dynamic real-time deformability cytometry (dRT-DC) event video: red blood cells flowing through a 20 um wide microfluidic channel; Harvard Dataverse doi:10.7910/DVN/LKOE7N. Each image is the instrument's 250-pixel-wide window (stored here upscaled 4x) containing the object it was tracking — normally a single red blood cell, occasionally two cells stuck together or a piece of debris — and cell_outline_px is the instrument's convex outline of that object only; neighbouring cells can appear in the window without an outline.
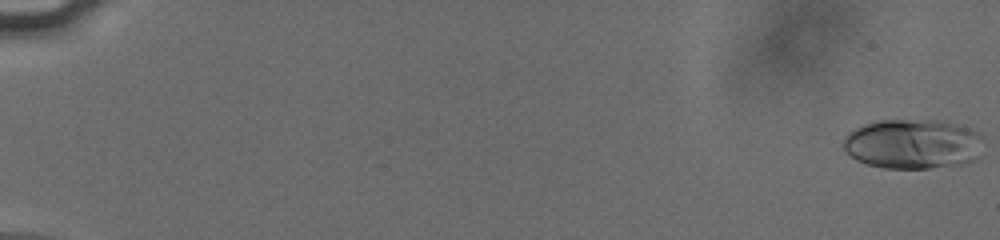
{"species": "human", "species_latin": "Homo sapiens", "temperature_condition": "cold", "stored_images_in_passage": 17, "camera_frame_rate_fps": 3000, "um_per_image_px": 0.085, "donor": {"sex": "male"}, "frame": {"image": 1, "passage_image": 1, "time_ms": 0.0, "image_size_px": [1000, 240], "cell_outline_px": [[984, 136], [980, 156], [976, 160], [960, 164], [928, 168], [884, 168], [868, 164], [856, 160], [840, 144], [844, 136], [848, 132], [864, 124], [880, 120], [940, 120], [956, 124], [980, 132]], "centroid_in_image_um": [77.62, 12.23], "position_along_channel_um": 7.4, "area_um2": 41.1}}